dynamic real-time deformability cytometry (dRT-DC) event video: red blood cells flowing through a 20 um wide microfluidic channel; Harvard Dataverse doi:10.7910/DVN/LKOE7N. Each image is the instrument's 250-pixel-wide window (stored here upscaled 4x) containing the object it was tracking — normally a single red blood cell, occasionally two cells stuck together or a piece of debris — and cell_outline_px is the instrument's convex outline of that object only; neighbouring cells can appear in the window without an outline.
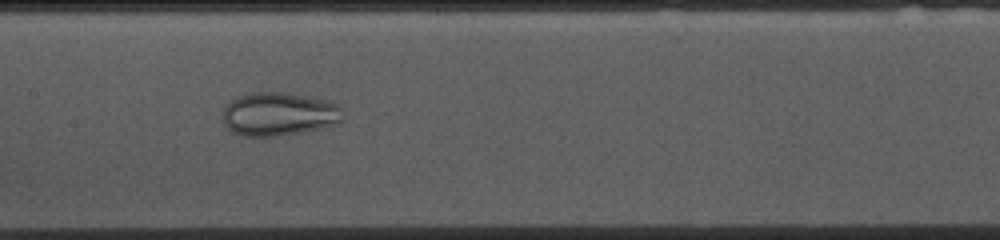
{"species": "common noctule bat (a hibernating species)", "species_latin": "Nyctalus noctula", "temperature_condition": "cold", "stored_images_in_passage": 53, "camera_frame_rate_fps": 3000, "um_per_image_px": 0.085, "animal": {"sex": "female", "body_mass_g": 10.0, "forearm_length_mm": 53.1}, "frame": {"image": 1, "passage_image": 24, "time_ms": 7.667, "image_size_px": [1000, 240], "cell_outline_px": [[344, 120], [340, 124], [280, 136], [240, 136], [232, 132], [224, 124], [224, 108], [236, 96], [252, 92], [288, 92], [328, 100], [340, 104]], "centroid_in_image_um": [23.75, 9.69], "position_along_channel_um": 183.6, "area_um2": 30.87}}
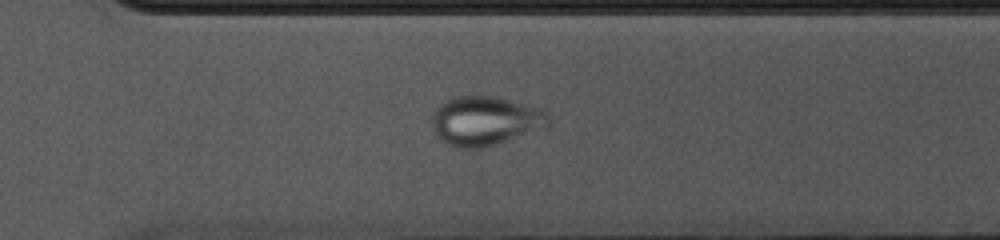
{"frame": {"image": 2, "passage_image": 36, "time_ms": 11.667, "image_size_px": [1000, 240], "cell_outline_px": [[552, 124], [548, 128], [496, 144], [480, 148], [456, 148], [440, 140], [436, 136], [432, 124], [432, 112], [444, 100], [452, 96], [496, 96], [540, 108], [552, 116]], "centroid_in_image_um": [41.28, 10.27], "position_along_channel_um": 329.3, "area_um2": 34.16}}
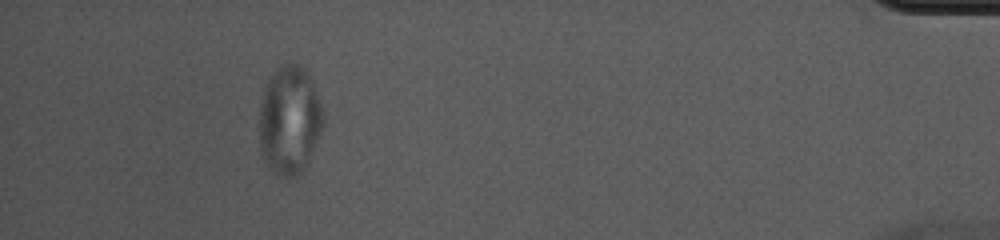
{"frame": {"image": 3, "passage_image": 48, "time_ms": 15.667, "image_size_px": [1000, 240], "cell_outline_px": [[324, 120], [320, 132], [308, 164], [296, 176], [288, 180], [268, 168], [260, 152], [260, 108], [268, 76], [276, 68], [284, 64], [300, 64], [308, 72], [312, 80], [320, 100], [324, 112]], "centroid_in_image_um": [24.62, 10.22], "position_along_channel_um": 410.6, "area_um2": 40.81}}